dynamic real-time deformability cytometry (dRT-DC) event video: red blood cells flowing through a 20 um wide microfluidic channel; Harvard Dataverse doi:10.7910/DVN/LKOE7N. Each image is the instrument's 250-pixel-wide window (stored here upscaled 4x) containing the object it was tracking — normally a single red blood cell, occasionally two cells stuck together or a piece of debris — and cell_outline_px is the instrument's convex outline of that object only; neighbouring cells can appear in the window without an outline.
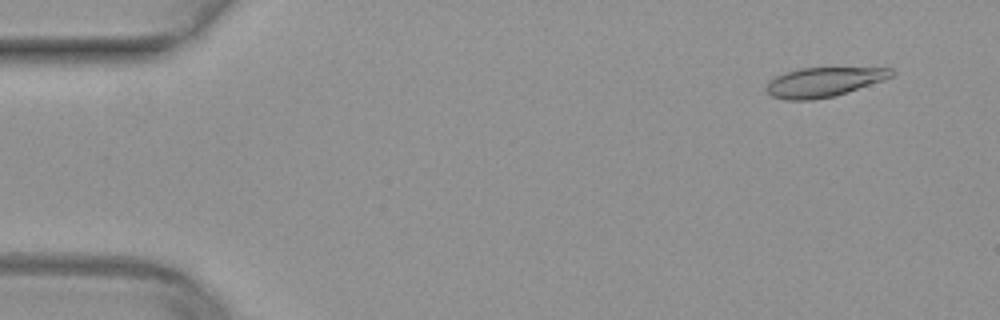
{"species": "common noctule bat (a hibernating species)", "species_latin": "Nyctalus noctula", "temperature_condition": "warm", "stored_images_in_passage": 10, "camera_frame_rate_fps": 3000, "um_per_image_px": 0.085, "animal": {"sex": "female", "body_mass_g": 29.2, "forearm_length_mm": 56.3}, "frame": {"image": 1, "passage_image": 4, "time_ms": 1.0, "image_size_px": [1000, 320], "cell_outline_px": [[896, 72], [892, 76], [884, 80], [848, 92], [832, 96], [812, 100], [784, 100], [772, 96], [764, 88], [776, 76], [800, 68], [892, 68]], "centroid_in_image_um": [70.04, 6.98], "position_along_channel_um": 15.0, "area_um2": 21.27}}